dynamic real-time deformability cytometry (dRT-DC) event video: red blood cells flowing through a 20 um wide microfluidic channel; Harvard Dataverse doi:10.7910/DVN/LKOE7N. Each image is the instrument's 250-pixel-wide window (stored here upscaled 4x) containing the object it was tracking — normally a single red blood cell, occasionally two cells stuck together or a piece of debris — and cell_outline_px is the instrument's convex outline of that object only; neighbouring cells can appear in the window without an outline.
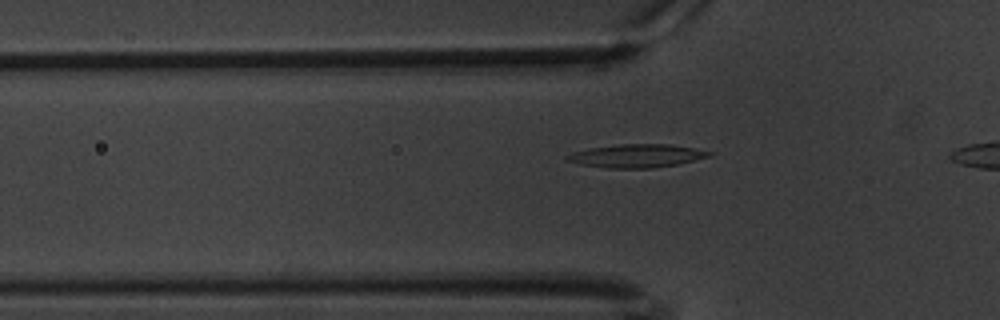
{"species": "common noctule bat (a hibernating species)", "species_latin": "Nyctalus noctula", "temperature_condition": "warm", "stored_images_in_passage": 40, "camera_frame_rate_fps": 3000, "um_per_image_px": 0.085, "animal": {"sex": "male", "body_mass_g": 20.1, "forearm_length_mm": 53.5}, "frame": {"image": 1, "passage_image": 10, "time_ms": 3.0, "image_size_px": [1000, 320], "cell_outline_px": [[716, 152], [712, 156], [676, 164], [652, 168], [608, 168], [580, 164], [564, 160], [564, 156], [572, 152], [588, 148], [620, 144], [672, 144]], "centroid_in_image_um": [54.12, 13.24], "position_along_channel_um": 71.7, "area_um2": 19.42}}
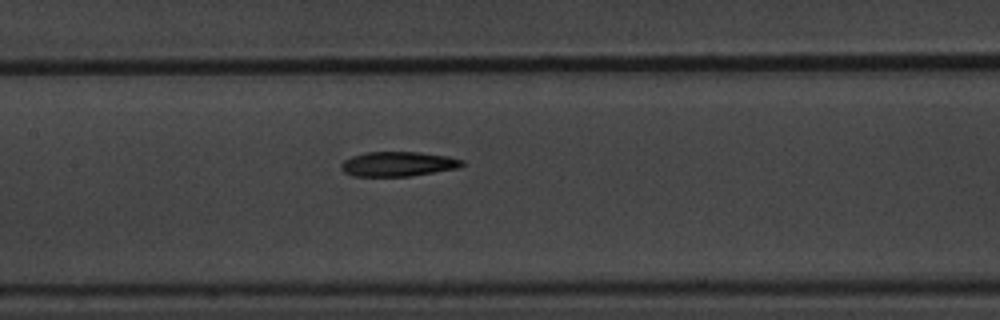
{"frame": {"image": 2, "passage_image": 19, "time_ms": 6.0, "image_size_px": [1000, 320], "cell_outline_px": [[464, 164], [456, 168], [408, 176], [352, 176], [344, 172], [340, 168], [340, 164], [344, 160], [352, 156], [364, 152], [420, 152], [448, 156], [464, 160]], "centroid_in_image_um": [33.79, 13.93], "position_along_channel_um": 173.6, "area_um2": 17.34}}
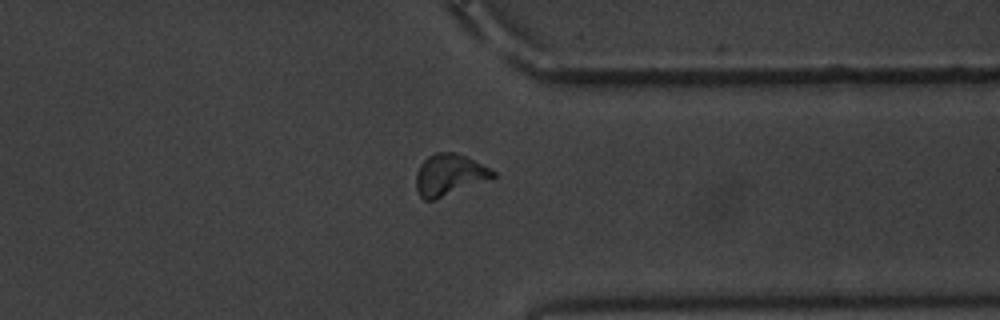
{"frame": {"image": 3, "passage_image": 37, "time_ms": 12.0, "image_size_px": [1000, 320], "cell_outline_px": [[496, 176], [432, 200], [424, 200], [420, 196], [416, 188], [416, 172], [420, 164], [428, 156], [436, 152], [456, 152], [468, 156], [496, 172]], "centroid_in_image_um": [38.16, 14.82], "position_along_channel_um": 373.2, "area_um2": 18.26}}